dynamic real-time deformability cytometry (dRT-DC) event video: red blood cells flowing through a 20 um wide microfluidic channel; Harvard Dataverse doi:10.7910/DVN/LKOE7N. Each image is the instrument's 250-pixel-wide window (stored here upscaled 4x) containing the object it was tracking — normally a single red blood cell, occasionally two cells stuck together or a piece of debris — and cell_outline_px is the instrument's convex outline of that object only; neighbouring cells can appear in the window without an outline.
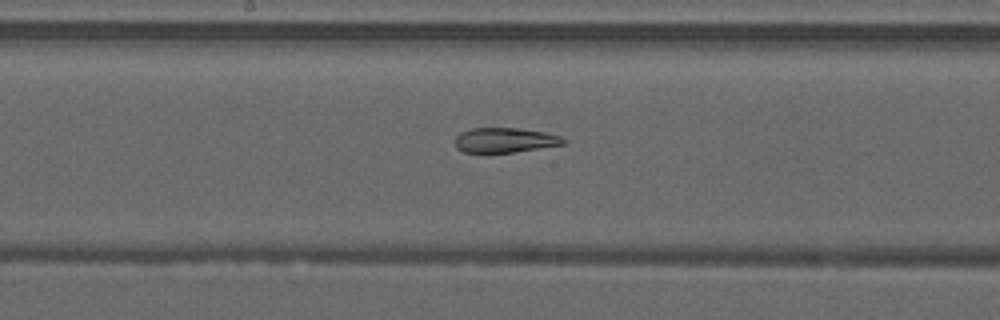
{"species": "common noctule bat (a hibernating species)", "species_latin": "Nyctalus noctula", "temperature_condition": "warm", "stored_images_in_passage": 28, "camera_frame_rate_fps": 3000, "um_per_image_px": 0.085, "animal": {"sex": "male", "forearm_length_mm": 52.5}, "frame": {"image": 1, "passage_image": 14, "time_ms": 4.333, "image_size_px": [1000, 320], "cell_outline_px": [[568, 140], [564, 144], [512, 152], [464, 152], [456, 148], [456, 136], [460, 132], [472, 128], [520, 128], [544, 132], [560, 136]], "centroid_in_image_um": [42.91, 11.9], "position_along_channel_um": 205.3, "area_um2": 15.55}}
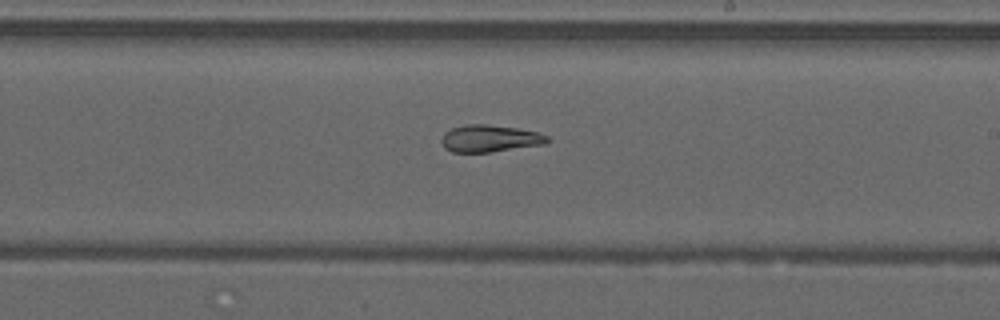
{"frame": {"image": 2, "passage_image": 17, "time_ms": 5.333, "image_size_px": [1000, 320], "cell_outline_px": [[552, 140], [544, 144], [492, 152], [452, 152], [444, 148], [440, 140], [444, 132], [452, 128], [464, 124], [484, 124], [516, 128], [536, 132], [548, 136]], "centroid_in_image_um": [41.61, 11.77], "position_along_channel_um": 247.4, "area_um2": 16.76}}
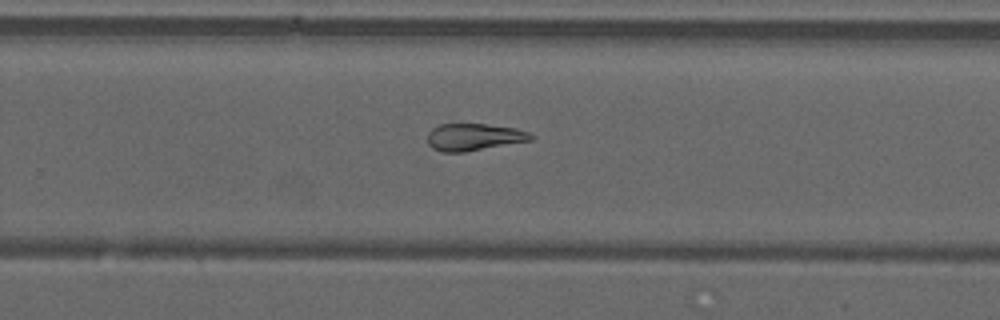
{"frame": {"image": 3, "passage_image": 20, "time_ms": 6.333, "image_size_px": [1000, 320], "cell_outline_px": [[532, 140], [464, 152], [440, 152], [432, 148], [428, 144], [428, 132], [432, 128], [440, 124], [484, 124], [516, 128], [528, 132], [532, 136]], "centroid_in_image_um": [40.24, 11.65], "position_along_channel_um": 289.6, "area_um2": 16.24}}